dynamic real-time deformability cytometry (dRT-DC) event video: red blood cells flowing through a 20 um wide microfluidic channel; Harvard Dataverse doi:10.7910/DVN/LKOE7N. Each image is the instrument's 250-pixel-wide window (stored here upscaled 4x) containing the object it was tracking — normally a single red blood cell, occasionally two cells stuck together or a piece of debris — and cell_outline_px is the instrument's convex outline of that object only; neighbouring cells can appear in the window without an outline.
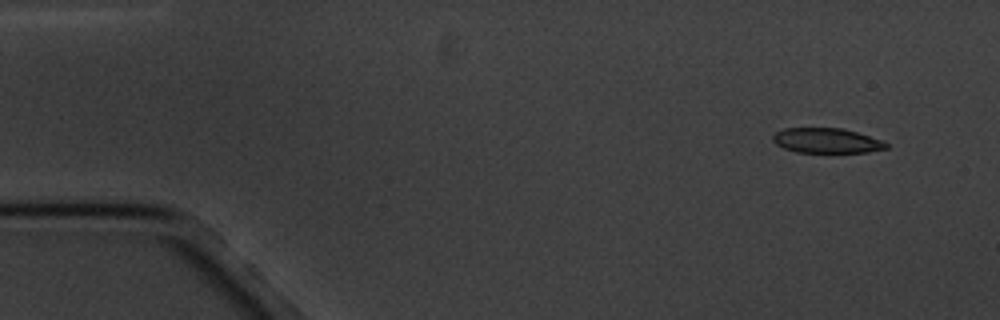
{"species": "common noctule bat (a hibernating species)", "species_latin": "Nyctalus noctula", "temperature_condition": "cold", "stored_images_in_passage": 12, "camera_frame_rate_fps": 3000, "um_per_image_px": 0.085, "animal": {"sex": "male", "body_mass_g": 20.1, "forearm_length_mm": 53.5}, "frame": {"image": 1, "passage_image": 1, "time_ms": 0.0, "image_size_px": [1000, 320], "cell_outline_px": [[888, 148], [868, 152], [828, 156], [796, 152], [784, 148], [776, 144], [772, 140], [772, 136], [776, 132], [784, 128], [840, 128], [856, 132], [880, 140], [888, 144]], "centroid_in_image_um": [70.25, 12.02], "position_along_channel_um": 14.8, "area_um2": 17.34}}
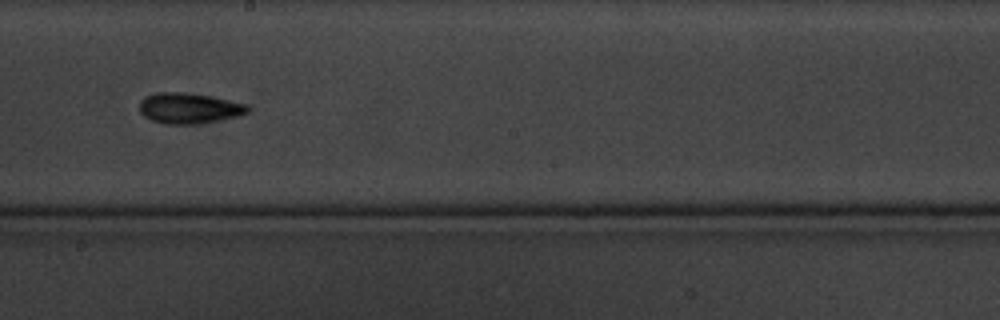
{"frame": {"image": 2, "passage_image": 9, "time_ms": 9.333, "image_size_px": [1000, 320], "cell_outline_px": [[248, 112], [240, 116], [220, 120], [192, 124], [164, 124], [152, 120], [144, 116], [140, 112], [140, 100], [144, 96], [156, 92], [184, 92], [208, 96], [248, 104]], "centroid_in_image_um": [16.04, 9.19], "position_along_channel_um": 232.2, "area_um2": 19.31}}
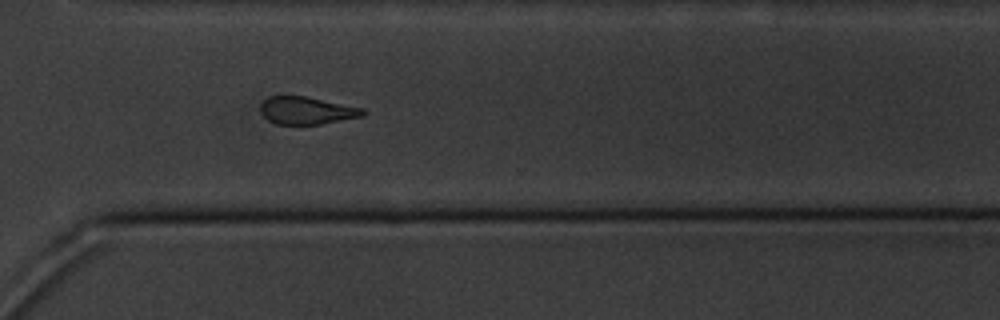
{"frame": {"image": 3, "passage_image": 12, "time_ms": 12.667, "image_size_px": [1000, 320], "cell_outline_px": [[368, 112], [364, 116], [320, 124], [276, 124], [268, 120], [260, 112], [260, 104], [268, 96], [304, 96], [364, 108]], "centroid_in_image_um": [26.08, 9.39], "position_along_channel_um": 344.5, "area_um2": 16.47}}